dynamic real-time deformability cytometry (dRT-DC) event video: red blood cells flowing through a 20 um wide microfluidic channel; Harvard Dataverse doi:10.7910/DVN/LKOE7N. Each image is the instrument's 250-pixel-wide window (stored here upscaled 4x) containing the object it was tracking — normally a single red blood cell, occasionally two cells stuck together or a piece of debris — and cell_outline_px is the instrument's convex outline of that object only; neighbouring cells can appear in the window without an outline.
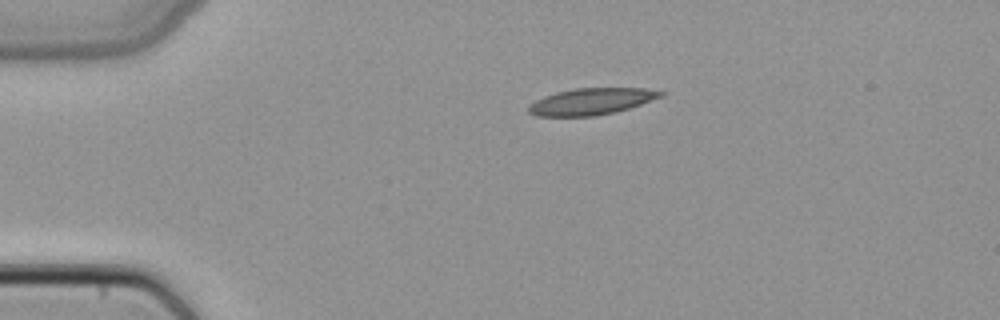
{"species": "common noctule bat (a hibernating species)", "species_latin": "Nyctalus noctula", "temperature_condition": "cold", "stored_images_in_passage": 4, "camera_frame_rate_fps": 3000, "um_per_image_px": 0.085, "animal": {"sex": "female", "body_mass_g": 22.7, "forearm_length_mm": 54.2}, "frame": {"image": 1, "passage_image": 4, "time_ms": 1.0, "image_size_px": [1000, 320], "cell_outline_px": [[664, 96], [616, 112], [596, 116], [536, 116], [528, 112], [528, 108], [536, 100], [544, 96], [556, 92], [576, 88], [644, 88], [664, 92]], "centroid_in_image_um": [50.27, 8.62], "position_along_channel_um": 34.7, "area_um2": 20.35}}